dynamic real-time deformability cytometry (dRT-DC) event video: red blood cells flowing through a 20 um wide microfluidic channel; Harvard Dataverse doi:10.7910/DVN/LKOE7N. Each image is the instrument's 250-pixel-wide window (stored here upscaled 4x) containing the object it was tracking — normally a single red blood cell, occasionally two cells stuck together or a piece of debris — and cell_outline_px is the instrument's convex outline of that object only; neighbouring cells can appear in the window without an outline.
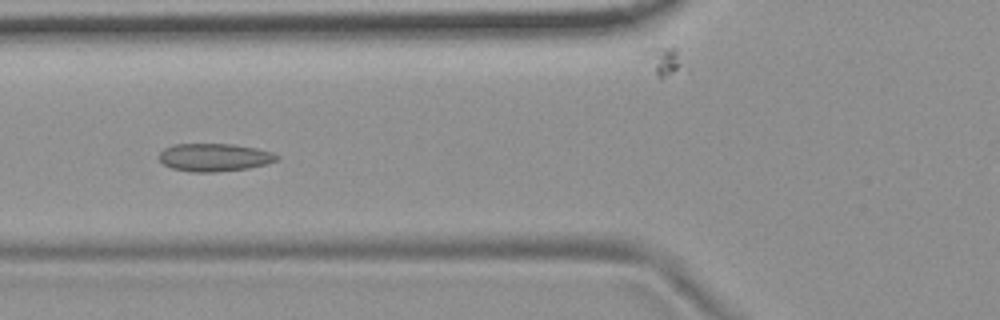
{"species": "common noctule bat (a hibernating species)", "species_latin": "Nyctalus noctula", "temperature_condition": "room temperature", "stored_images_in_passage": 20, "camera_frame_rate_fps": 3000, "um_per_image_px": 0.085, "animal": {"sex": "female", "body_mass_g": 19.9}, "frame": {"image": 1, "passage_image": 12, "time_ms": 3.667, "image_size_px": [1000, 320], "cell_outline_px": [[280, 160], [268, 164], [248, 168], [212, 172], [192, 172], [172, 168], [164, 164], [156, 156], [164, 148], [172, 144], [232, 144], [256, 148], [272, 152], [280, 156]], "centroid_in_image_um": [18.23, 13.37], "position_along_channel_um": 107.6, "area_um2": 19.31}}